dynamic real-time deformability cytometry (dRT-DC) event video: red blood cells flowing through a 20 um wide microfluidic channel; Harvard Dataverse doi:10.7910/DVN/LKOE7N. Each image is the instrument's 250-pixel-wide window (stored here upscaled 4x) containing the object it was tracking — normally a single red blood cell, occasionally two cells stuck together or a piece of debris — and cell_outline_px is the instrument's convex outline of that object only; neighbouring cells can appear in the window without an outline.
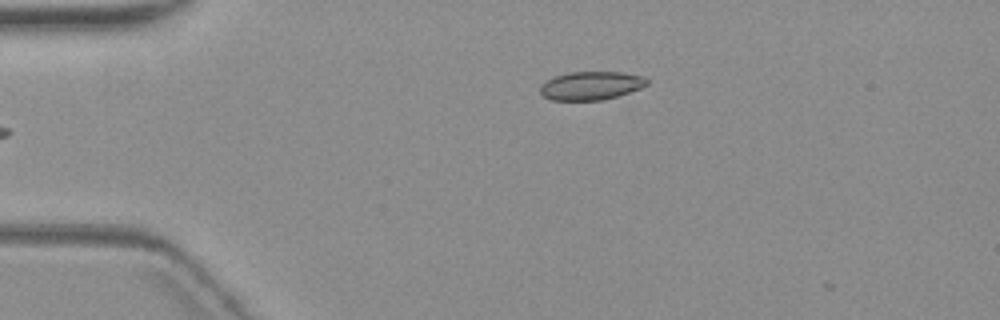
{"species": "common noctule bat (a hibernating species)", "species_latin": "Nyctalus noctula", "temperature_condition": "warm", "stored_images_in_passage": 4, "camera_frame_rate_fps": 3000, "um_per_image_px": 0.085, "animal": {"sex": "female", "body_mass_g": 19.3, "forearm_length_mm": 54.1}, "frame": {"image": 1, "passage_image": 4, "time_ms": 3.667, "image_size_px": [1000, 320], "cell_outline_px": [[648, 84], [640, 88], [616, 96], [600, 100], [552, 100], [544, 96], [540, 92], [540, 84], [556, 76], [568, 72], [620, 72], [644, 76], [648, 80]], "centroid_in_image_um": [50.23, 7.27], "position_along_channel_um": 34.8, "area_um2": 17.51}}